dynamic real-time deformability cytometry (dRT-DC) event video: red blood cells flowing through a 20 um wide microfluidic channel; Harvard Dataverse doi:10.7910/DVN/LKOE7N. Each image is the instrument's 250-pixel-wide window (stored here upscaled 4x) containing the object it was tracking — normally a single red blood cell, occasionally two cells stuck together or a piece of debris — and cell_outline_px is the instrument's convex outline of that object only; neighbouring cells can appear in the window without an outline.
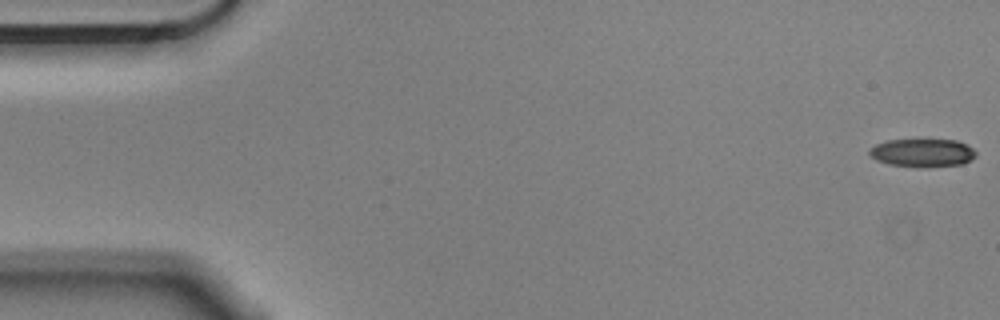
{"species": "Egyptian fruit bat (a non-hibernating species)", "species_latin": "Rousettus aegyptiacus", "temperature_condition": "cold", "stored_images_in_passage": 5, "camera_frame_rate_fps": 3000, "um_per_image_px": 0.085, "animal": {"sex": "male"}, "frame": {"image": 1, "passage_image": 1, "time_ms": 0.0, "image_size_px": [1000, 320], "cell_outline_px": [[976, 156], [964, 164], [924, 168], [888, 164], [876, 160], [868, 152], [876, 144], [888, 140], [956, 140], [968, 144], [976, 152]], "centroid_in_image_um": [78.45, 13.0], "position_along_channel_um": 6.5, "area_um2": 17.57}}
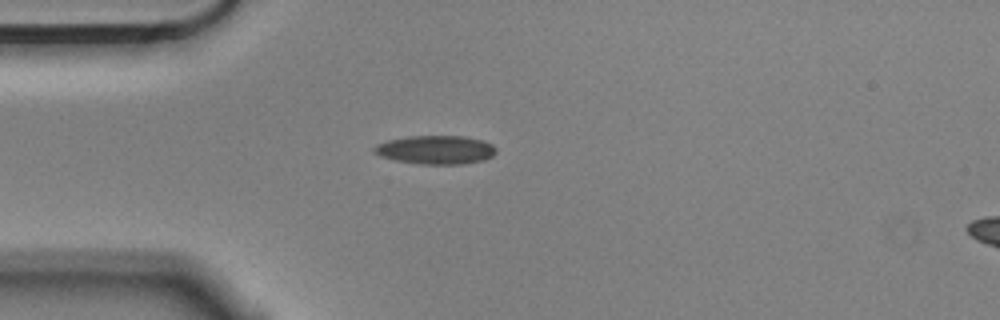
{"frame": {"image": 2, "passage_image": 5, "time_ms": 1.333, "image_size_px": [1000, 320], "cell_outline_px": [[496, 152], [492, 156], [484, 160], [464, 164], [420, 164], [396, 160], [380, 156], [372, 152], [372, 148], [376, 144], [388, 140], [408, 136], [464, 136], [484, 140], [492, 144], [496, 148]], "centroid_in_image_um": [37.04, 12.73], "position_along_channel_um": 48.0, "area_um2": 20.52}}